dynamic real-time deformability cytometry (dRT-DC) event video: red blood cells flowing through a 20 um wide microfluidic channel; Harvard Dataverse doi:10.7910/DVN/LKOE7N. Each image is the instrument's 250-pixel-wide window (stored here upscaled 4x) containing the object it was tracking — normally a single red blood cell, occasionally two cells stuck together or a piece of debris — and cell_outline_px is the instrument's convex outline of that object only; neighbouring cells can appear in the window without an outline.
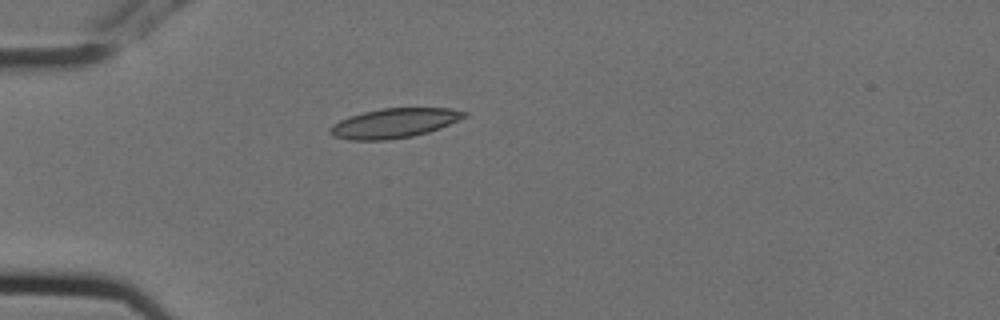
{"species": "Egyptian fruit bat (a non-hibernating species)", "species_latin": "Rousettus aegyptiacus", "temperature_condition": "cold", "stored_images_in_passage": 6, "camera_frame_rate_fps": 3000, "um_per_image_px": 0.085, "animal": {"sex": "female"}, "frame": {"image": 1, "passage_image": 6, "time_ms": 1.667, "image_size_px": [1000, 320], "cell_outline_px": [[468, 116], [440, 128], [428, 132], [412, 136], [388, 140], [348, 140], [332, 136], [328, 132], [328, 128], [332, 124], [340, 120], [364, 112], [384, 108], [452, 108], [468, 112]], "centroid_in_image_um": [33.51, 10.47], "position_along_channel_um": 51.5, "area_um2": 23.18}}